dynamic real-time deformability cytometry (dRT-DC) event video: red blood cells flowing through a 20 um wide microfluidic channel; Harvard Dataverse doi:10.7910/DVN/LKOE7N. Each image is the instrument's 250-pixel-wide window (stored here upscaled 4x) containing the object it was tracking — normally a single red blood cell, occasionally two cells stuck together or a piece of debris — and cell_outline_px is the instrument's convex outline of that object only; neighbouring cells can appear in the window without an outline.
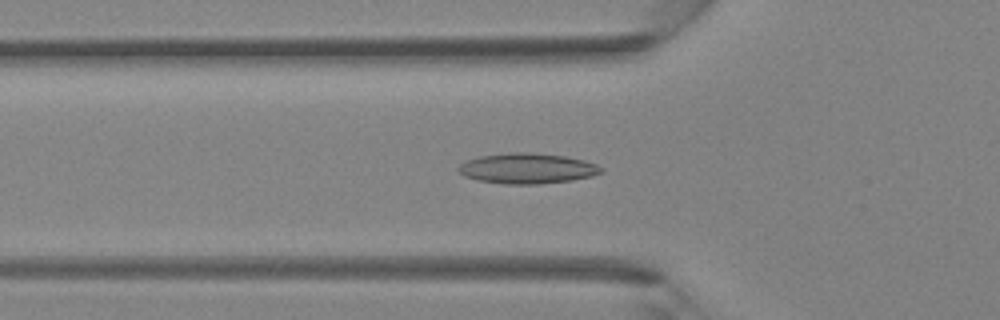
{"species": "Egyptian fruit bat (a non-hibernating species)", "species_latin": "Rousettus aegyptiacus", "temperature_condition": "room temperature", "stored_images_in_passage": 44, "camera_frame_rate_fps": 3000, "um_per_image_px": 0.085, "animal": {"sex": "female"}, "frame": {"image": 1, "passage_image": 15, "time_ms": 4.667, "image_size_px": [1000, 320], "cell_outline_px": [[604, 172], [592, 176], [572, 180], [540, 184], [504, 184], [480, 180], [464, 176], [456, 168], [460, 164], [468, 160], [480, 156], [512, 152], [524, 152], [564, 156], [584, 160], [596, 164], [604, 168]], "centroid_in_image_um": [44.85, 14.32], "position_along_channel_um": 81.0, "area_um2": 25.2}}
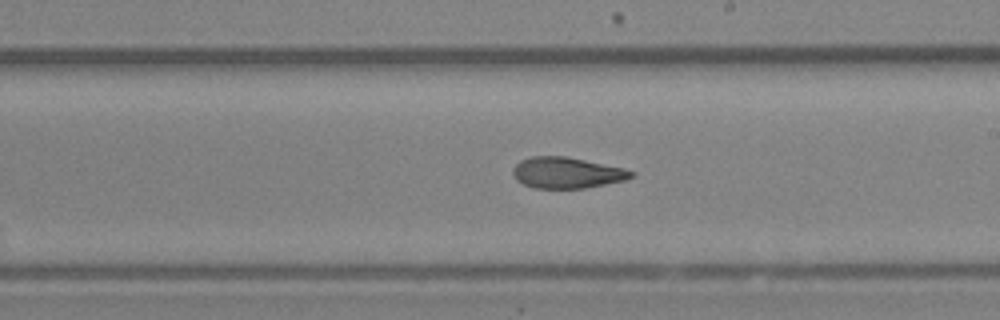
{"frame": {"image": 2, "passage_image": 25, "time_ms": 8.0, "image_size_px": [1000, 320], "cell_outline_px": [[636, 176], [624, 180], [584, 188], [532, 188], [516, 180], [512, 172], [512, 168], [520, 160], [532, 156], [564, 156], [624, 168], [636, 172]], "centroid_in_image_um": [48.17, 14.68], "position_along_channel_um": 240.8, "area_um2": 21.39}}
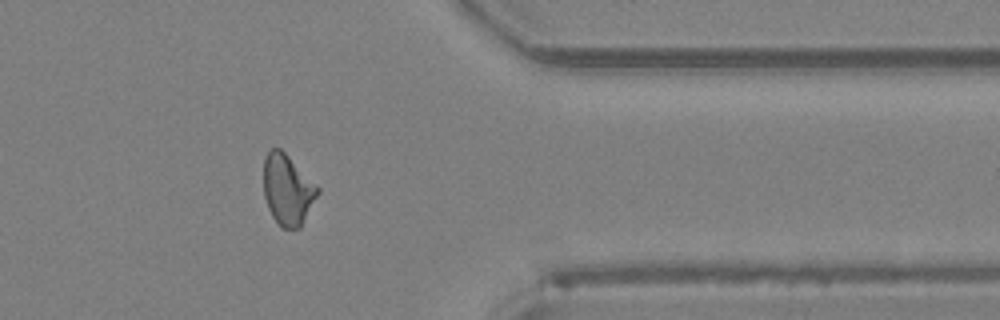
{"frame": {"image": 3, "passage_image": 35, "time_ms": 11.333, "image_size_px": [1000, 320], "cell_outline_px": [[320, 192], [300, 228], [280, 228], [272, 216], [268, 208], [264, 196], [264, 156], [272, 148], [280, 148], [320, 188]], "centroid_in_image_um": [24.44, 16.14], "position_along_channel_um": 387.0, "area_um2": 22.2}}